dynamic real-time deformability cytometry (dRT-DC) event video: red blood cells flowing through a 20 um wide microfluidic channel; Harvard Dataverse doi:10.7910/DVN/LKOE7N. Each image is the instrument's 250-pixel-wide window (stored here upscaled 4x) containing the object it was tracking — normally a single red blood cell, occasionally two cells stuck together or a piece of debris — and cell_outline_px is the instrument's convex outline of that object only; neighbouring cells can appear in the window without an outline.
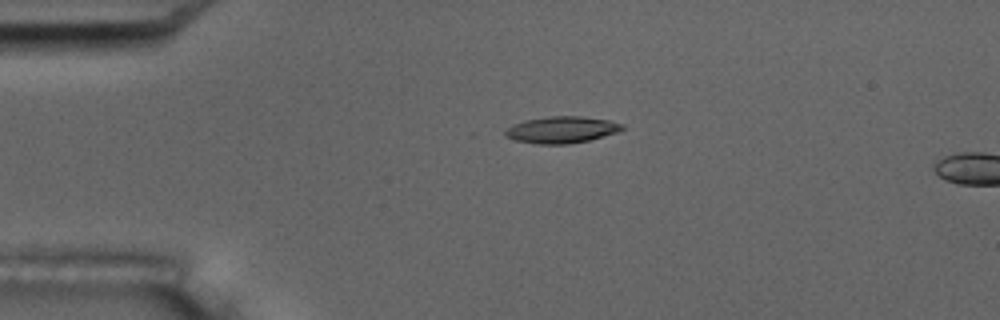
{"species": "common noctule bat (a hibernating species)", "species_latin": "Nyctalus noctula", "temperature_condition": "room temperature", "stored_images_in_passage": 5, "camera_frame_rate_fps": 3000, "um_per_image_px": 0.085, "animal": {"sex": "male", "body_mass_g": 17.5, "forearm_length_mm": 52.3}, "frame": {"image": 1, "passage_image": 4, "time_ms": 3.333, "image_size_px": [1000, 320], "cell_outline_px": [[628, 128], [616, 132], [588, 140], [568, 144], [536, 144], [516, 140], [504, 136], [504, 132], [512, 124], [524, 120], [548, 116], [580, 116], [608, 120], [624, 124]], "centroid_in_image_um": [47.73, 11.02], "position_along_channel_um": 37.3, "area_um2": 18.21}}